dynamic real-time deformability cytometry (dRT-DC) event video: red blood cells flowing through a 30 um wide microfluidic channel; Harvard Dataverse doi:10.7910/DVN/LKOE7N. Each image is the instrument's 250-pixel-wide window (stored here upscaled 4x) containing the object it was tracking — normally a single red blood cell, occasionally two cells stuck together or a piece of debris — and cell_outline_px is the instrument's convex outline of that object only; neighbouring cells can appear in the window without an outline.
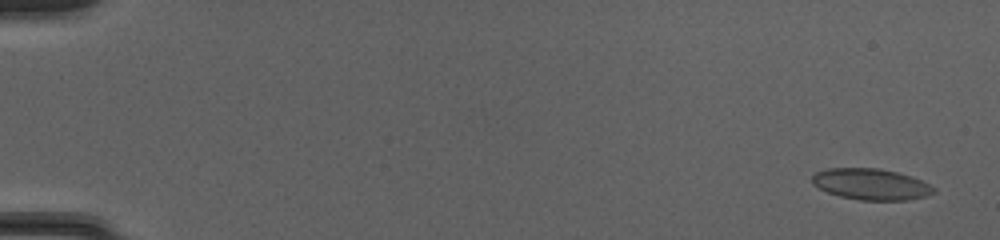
{"species": "common noctule bat (a hibernating species)", "species_latin": "Nyctalus noctula", "temperature_condition": "cold", "stored_images_in_passage": 53, "camera_frame_rate_fps": 3000, "um_per_image_px": 0.085, "animal": {"sex": "female", "body_mass_g": 20.0, "forearm_length_mm": 54.0}, "frame": {"image": 1, "passage_image": 3, "time_ms": 0.667, "image_size_px": [1000, 240], "cell_outline_px": [[936, 192], [924, 196], [908, 200], [860, 200], [840, 196], [828, 192], [812, 184], [812, 176], [816, 172], [828, 168], [876, 168], [896, 172], [920, 180], [936, 188]], "centroid_in_image_um": [74.02, 15.66], "position_along_channel_um": 11.0, "area_um2": 21.85}}
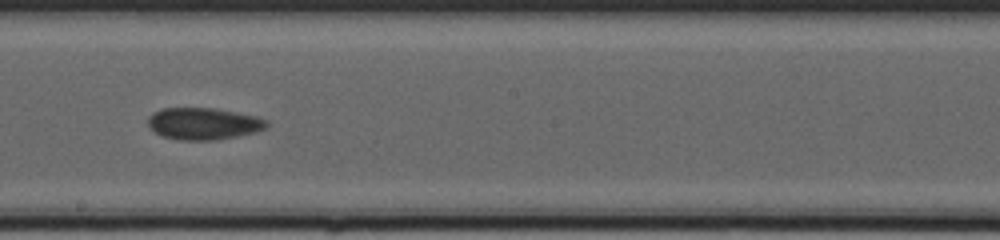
{"frame": {"image": 2, "passage_image": 32, "time_ms": 10.333, "image_size_px": [1000, 240], "cell_outline_px": [[268, 124], [264, 128], [256, 132], [216, 140], [180, 140], [164, 136], [148, 128], [148, 116], [152, 112], [160, 108], [216, 108], [256, 116], [268, 120]], "centroid_in_image_um": [17.27, 10.5], "position_along_channel_um": 230.9, "area_um2": 22.14}}
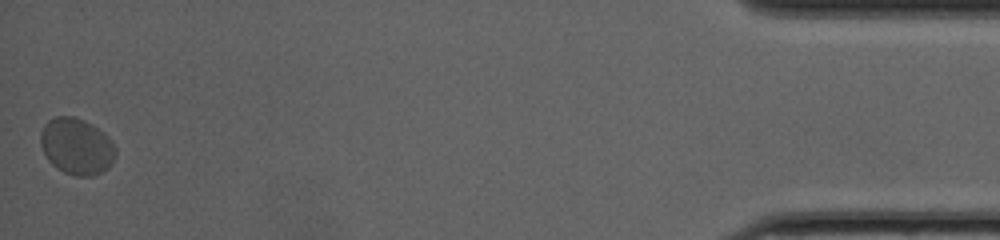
{"frame": {"image": 3, "passage_image": 53, "time_ms": 17.333, "image_size_px": [1000, 240], "cell_outline_px": [[116, 156], [108, 168], [92, 176], [76, 176], [64, 172], [56, 168], [48, 160], [40, 144], [40, 132], [44, 124], [48, 120], [56, 116], [72, 116], [84, 120], [92, 124], [108, 136], [112, 140], [116, 148]], "centroid_in_image_um": [6.51, 12.43], "position_along_channel_um": 428.7, "area_um2": 24.85}, "authors_computed_cell_mechanics": {"area_um2": 21.7906, "velocity_mm_per_s": 4.0313, "shape_relaxation_time_tau1_ms": 2.0688, "shape_relaxation_time_tau2_ms": 1.7196, "deformation_change_tau1": 0.0453, "deformation_change_tau2": 0.0443}}